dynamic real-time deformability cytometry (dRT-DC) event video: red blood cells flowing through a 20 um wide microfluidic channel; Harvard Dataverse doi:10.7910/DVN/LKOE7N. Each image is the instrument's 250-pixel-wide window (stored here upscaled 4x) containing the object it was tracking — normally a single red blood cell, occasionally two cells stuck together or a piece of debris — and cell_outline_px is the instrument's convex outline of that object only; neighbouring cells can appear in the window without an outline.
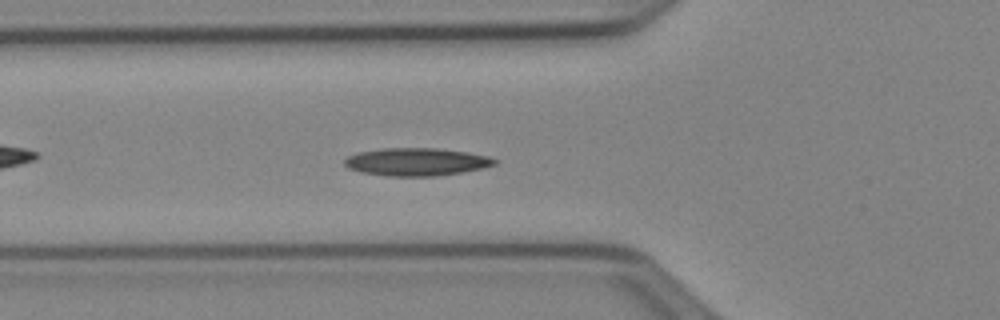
{"species": "Egyptian fruit bat (a non-hibernating species)", "species_latin": "Rousettus aegyptiacus", "temperature_condition": "cold", "stored_images_in_passage": 52, "camera_frame_rate_fps": 3000, "um_per_image_px": 0.085, "animal": {"sex": "female"}, "frame": {"image": 1, "passage_image": 18, "time_ms": 5.667, "image_size_px": [1000, 320], "cell_outline_px": [[500, 160], [496, 164], [484, 168], [464, 172], [436, 176], [388, 176], [360, 172], [348, 168], [344, 164], [344, 160], [348, 156], [360, 152], [384, 148], [436, 148], [468, 152], [488, 156]], "centroid_in_image_um": [35.44, 13.76], "position_along_channel_um": 90.4, "area_um2": 24.45}}
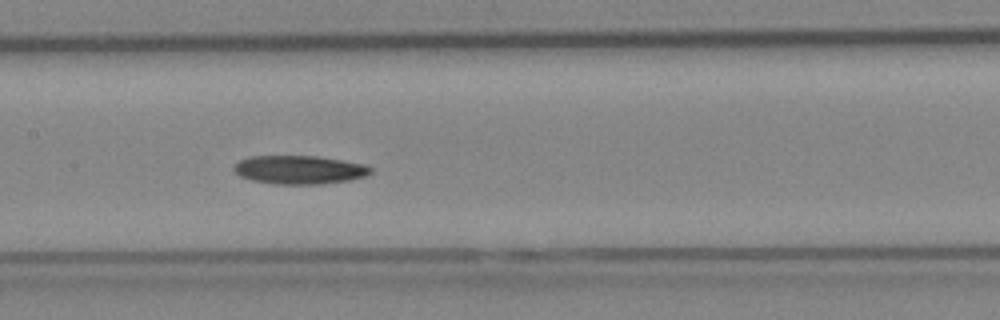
{"frame": {"image": 2, "passage_image": 25, "time_ms": 8.0, "image_size_px": [1000, 320], "cell_outline_px": [[372, 172], [364, 176], [348, 180], [320, 184], [276, 184], [252, 180], [240, 176], [232, 168], [240, 160], [248, 156], [316, 156], [364, 164], [372, 168]], "centroid_in_image_um": [25.42, 14.43], "position_along_channel_um": 182.0, "area_um2": 22.54}}
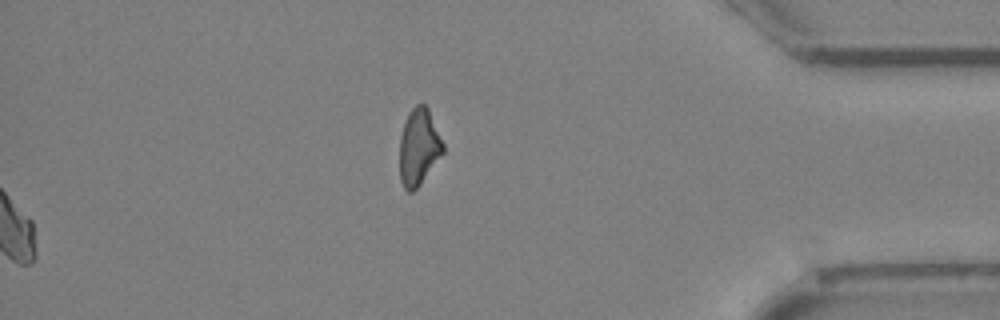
{"frame": {"image": 3, "passage_image": 52, "time_ms": 17.0, "image_size_px": [1000, 320], "cell_outline_px": [[444, 152], [420, 184], [412, 192], [408, 192], [404, 188], [400, 180], [400, 136], [408, 112], [416, 104], [424, 104], [428, 108], [444, 144]], "centroid_in_image_um": [35.59, 12.49], "position_along_channel_um": 399.6, "area_um2": 19.31}, "authors_computed_cell_mechanics": {"area_um2": 22.1374, "velocity_mm_per_s": 3.936, "shape_relaxation_time_tau1_ms": 10.3289, "shape_relaxation_time_tau2_ms": null, "deformation_change_tau1": 0.1359, "deformation_change_tau2": null}}